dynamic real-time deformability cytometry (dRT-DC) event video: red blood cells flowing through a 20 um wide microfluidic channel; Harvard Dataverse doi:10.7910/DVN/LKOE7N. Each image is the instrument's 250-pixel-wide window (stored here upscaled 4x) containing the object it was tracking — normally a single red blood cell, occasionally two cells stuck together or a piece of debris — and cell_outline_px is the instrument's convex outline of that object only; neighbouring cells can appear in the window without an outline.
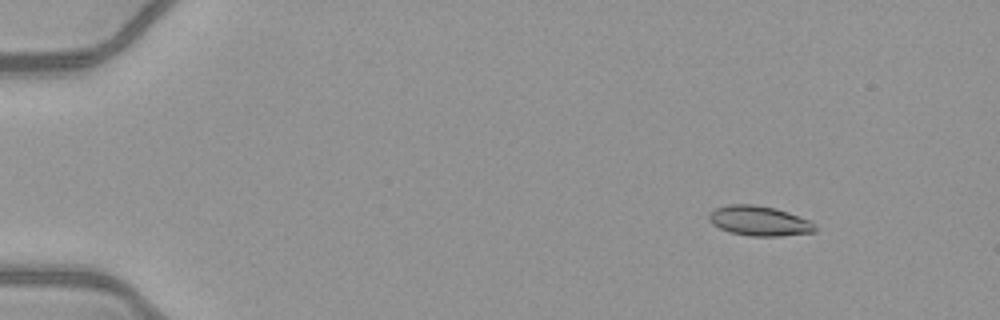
{"species": "common noctule bat (a hibernating species)", "species_latin": "Nyctalus noctula", "temperature_condition": "warm", "stored_images_in_passage": 52, "camera_frame_rate_fps": 3000, "um_per_image_px": 0.085, "animal": {"sex": "female", "body_mass_g": 21.9}, "frame": {"image": 1, "passage_image": 7, "time_ms": 2.0, "image_size_px": [1000, 320], "cell_outline_px": [[816, 232], [780, 236], [752, 236], [728, 232], [712, 224], [708, 220], [708, 212], [716, 208], [728, 204], [756, 204], [776, 208], [812, 220], [816, 228]], "centroid_in_image_um": [64.54, 18.77], "position_along_channel_um": 20.5, "area_um2": 18.79}}
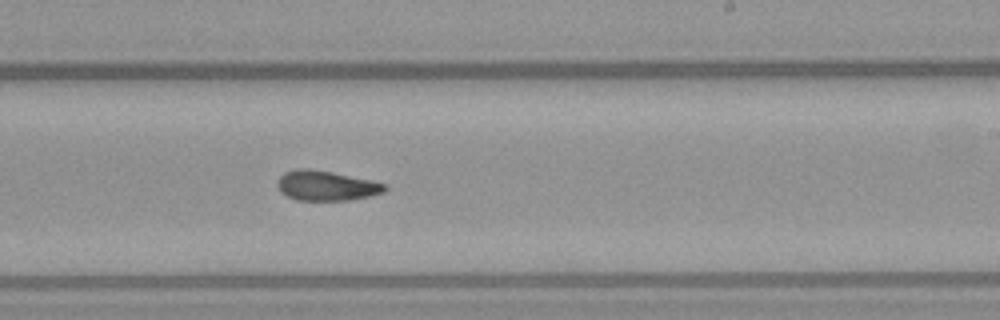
{"frame": {"image": 2, "passage_image": 33, "time_ms": 10.667, "image_size_px": [1000, 320], "cell_outline_px": [[388, 188], [384, 192], [368, 196], [348, 200], [296, 200], [280, 192], [276, 184], [276, 180], [284, 172], [296, 168], [308, 168], [332, 172], [372, 180], [388, 184]], "centroid_in_image_um": [27.71, 15.77], "position_along_channel_um": 261.3, "area_um2": 18.9}}
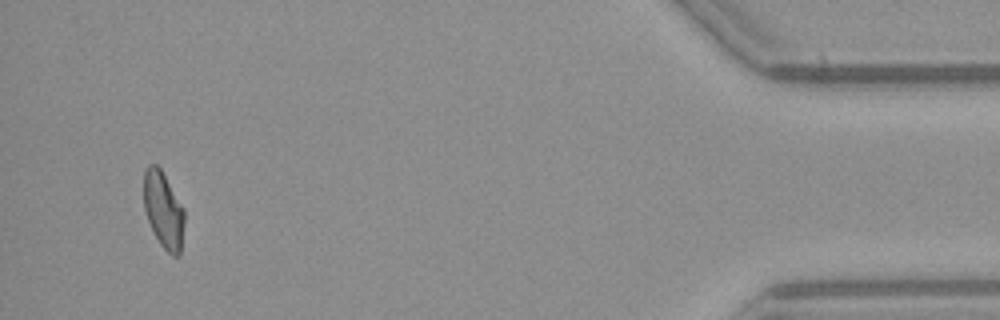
{"frame": {"image": 3, "passage_image": 50, "time_ms": 16.333, "image_size_px": [1000, 320], "cell_outline_px": [[184, 220], [180, 256], [172, 256], [160, 244], [152, 232], [144, 208], [144, 172], [148, 164], [156, 164], [160, 168], [184, 208]], "centroid_in_image_um": [13.89, 17.86], "position_along_channel_um": 421.3, "area_um2": 18.09}, "authors_computed_cell_mechanics": {"area_um2": 18.6983, "velocity_mm_per_s": 4.1002, "shape_relaxation_time_tau1_ms": 6.6038, "shape_relaxation_time_tau2_ms": 2.2739, "deformation_change_tau1": 0.187, "deformation_change_tau2": 0.0962}}